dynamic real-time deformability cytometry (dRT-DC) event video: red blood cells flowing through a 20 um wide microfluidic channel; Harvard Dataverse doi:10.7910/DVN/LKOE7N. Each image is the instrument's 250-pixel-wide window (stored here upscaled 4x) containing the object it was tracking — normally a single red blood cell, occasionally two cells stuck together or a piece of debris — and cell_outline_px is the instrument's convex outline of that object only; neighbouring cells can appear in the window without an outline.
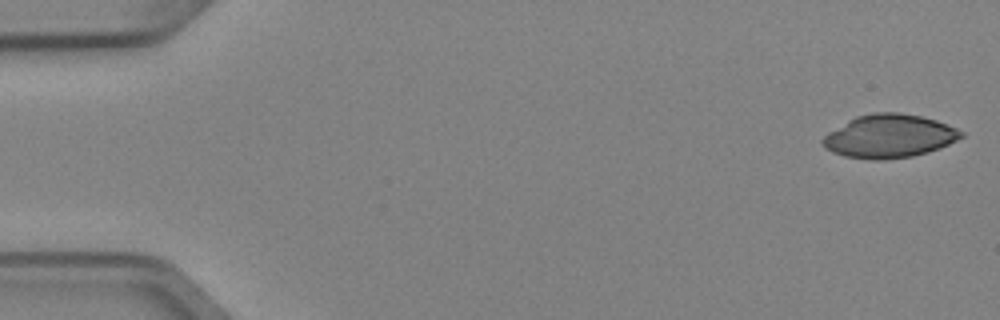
{"species": "Egyptian fruit bat (a non-hibernating species)", "species_latin": "Rousettus aegyptiacus", "temperature_condition": "cold", "stored_images_in_passage": 5, "camera_frame_rate_fps": 3000, "um_per_image_px": 0.085, "animal": {"sex": "female"}, "frame": {"image": 1, "passage_image": 1, "time_ms": 0.0, "image_size_px": [1000, 320], "cell_outline_px": [[964, 136], [940, 148], [928, 152], [912, 156], [884, 160], [872, 160], [844, 156], [832, 152], [824, 148], [820, 144], [820, 140], [828, 132], [848, 120], [856, 116], [876, 112], [896, 112], [920, 116], [936, 120], [956, 128], [964, 132]], "centroid_in_image_um": [75.55, 11.58], "position_along_channel_um": 9.5, "area_um2": 35.08}}